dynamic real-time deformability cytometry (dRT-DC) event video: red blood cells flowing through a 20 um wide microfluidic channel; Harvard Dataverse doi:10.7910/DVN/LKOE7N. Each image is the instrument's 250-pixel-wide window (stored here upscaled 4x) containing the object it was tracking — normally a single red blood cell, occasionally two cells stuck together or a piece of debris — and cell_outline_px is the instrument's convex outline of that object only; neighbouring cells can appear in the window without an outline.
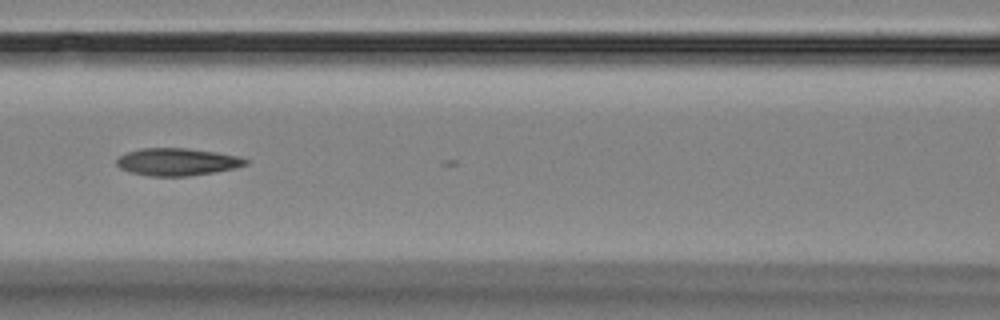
{"species": "Egyptian fruit bat (a non-hibernating species)", "species_latin": "Rousettus aegyptiacus", "temperature_condition": "room temperature", "stored_images_in_passage": 11, "camera_frame_rate_fps": 3000, "um_per_image_px": 0.085, "animal": {"sex": "female"}, "frame": {"image": 1, "passage_image": 7, "time_ms": 6.667, "image_size_px": [1000, 320], "cell_outline_px": [[248, 164], [236, 168], [188, 176], [148, 176], [128, 172], [120, 168], [116, 164], [116, 160], [120, 156], [128, 152], [140, 148], [188, 148], [216, 152], [240, 156], [248, 160]], "centroid_in_image_um": [15.06, 13.76], "position_along_channel_um": 151.5, "area_um2": 20.69}}
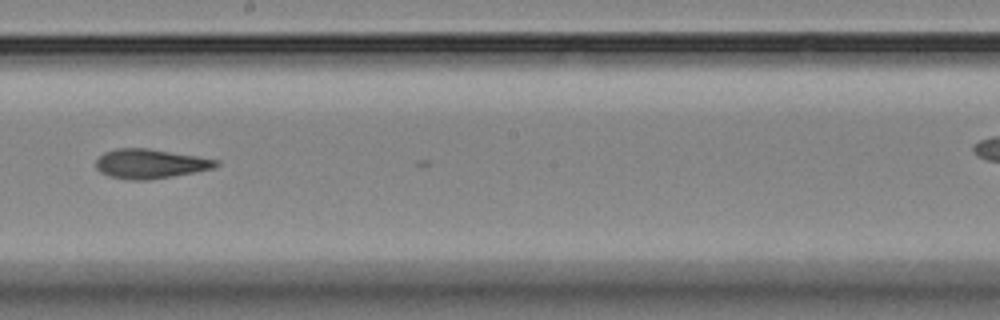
{"frame": {"image": 2, "passage_image": 9, "time_ms": 9.0, "image_size_px": [1000, 320], "cell_outline_px": [[220, 164], [212, 168], [196, 172], [148, 180], [132, 180], [108, 176], [100, 172], [96, 168], [96, 160], [104, 152], [116, 148], [148, 148], [220, 160]], "centroid_in_image_um": [12.76, 13.92], "position_along_channel_um": 235.4, "area_um2": 20.58}}